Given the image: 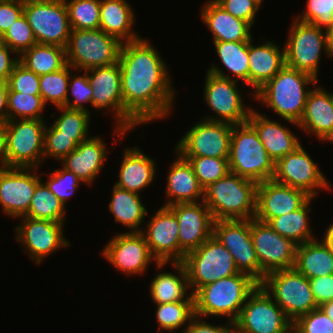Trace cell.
Segmentation results:
<instances>
[{
	"label": "cell",
	"instance_id": "obj_1",
	"mask_svg": "<svg viewBox=\"0 0 333 333\" xmlns=\"http://www.w3.org/2000/svg\"><path fill=\"white\" fill-rule=\"evenodd\" d=\"M125 129L170 115L175 92L168 66L144 38L124 42L119 54Z\"/></svg>",
	"mask_w": 333,
	"mask_h": 333
},
{
	"label": "cell",
	"instance_id": "obj_2",
	"mask_svg": "<svg viewBox=\"0 0 333 333\" xmlns=\"http://www.w3.org/2000/svg\"><path fill=\"white\" fill-rule=\"evenodd\" d=\"M319 80L308 73L284 66L254 93V98L272 109L282 119L297 127L301 120L310 85ZM309 85V86H308Z\"/></svg>",
	"mask_w": 333,
	"mask_h": 333
},
{
	"label": "cell",
	"instance_id": "obj_3",
	"mask_svg": "<svg viewBox=\"0 0 333 333\" xmlns=\"http://www.w3.org/2000/svg\"><path fill=\"white\" fill-rule=\"evenodd\" d=\"M257 183L229 172L204 189V203L214 221L251 220L256 214Z\"/></svg>",
	"mask_w": 333,
	"mask_h": 333
},
{
	"label": "cell",
	"instance_id": "obj_4",
	"mask_svg": "<svg viewBox=\"0 0 333 333\" xmlns=\"http://www.w3.org/2000/svg\"><path fill=\"white\" fill-rule=\"evenodd\" d=\"M258 283L249 275L239 273L200 287L194 294L195 315L227 317L235 322L248 295Z\"/></svg>",
	"mask_w": 333,
	"mask_h": 333
},
{
	"label": "cell",
	"instance_id": "obj_5",
	"mask_svg": "<svg viewBox=\"0 0 333 333\" xmlns=\"http://www.w3.org/2000/svg\"><path fill=\"white\" fill-rule=\"evenodd\" d=\"M228 162L230 172L257 184L271 180L275 173L274 161L248 122L232 126Z\"/></svg>",
	"mask_w": 333,
	"mask_h": 333
},
{
	"label": "cell",
	"instance_id": "obj_6",
	"mask_svg": "<svg viewBox=\"0 0 333 333\" xmlns=\"http://www.w3.org/2000/svg\"><path fill=\"white\" fill-rule=\"evenodd\" d=\"M122 44L118 38L101 29H71L65 48L67 64L77 71L115 64Z\"/></svg>",
	"mask_w": 333,
	"mask_h": 333
},
{
	"label": "cell",
	"instance_id": "obj_7",
	"mask_svg": "<svg viewBox=\"0 0 333 333\" xmlns=\"http://www.w3.org/2000/svg\"><path fill=\"white\" fill-rule=\"evenodd\" d=\"M237 82L218 66H210L206 71L203 98L217 116H207L204 119L232 125L247 123L253 108L244 105Z\"/></svg>",
	"mask_w": 333,
	"mask_h": 333
},
{
	"label": "cell",
	"instance_id": "obj_8",
	"mask_svg": "<svg viewBox=\"0 0 333 333\" xmlns=\"http://www.w3.org/2000/svg\"><path fill=\"white\" fill-rule=\"evenodd\" d=\"M260 285L292 322L319 307L309 280L295 268L270 272Z\"/></svg>",
	"mask_w": 333,
	"mask_h": 333
},
{
	"label": "cell",
	"instance_id": "obj_9",
	"mask_svg": "<svg viewBox=\"0 0 333 333\" xmlns=\"http://www.w3.org/2000/svg\"><path fill=\"white\" fill-rule=\"evenodd\" d=\"M191 293L200 287L239 274L230 252L212 235L184 258Z\"/></svg>",
	"mask_w": 333,
	"mask_h": 333
},
{
	"label": "cell",
	"instance_id": "obj_10",
	"mask_svg": "<svg viewBox=\"0 0 333 333\" xmlns=\"http://www.w3.org/2000/svg\"><path fill=\"white\" fill-rule=\"evenodd\" d=\"M45 119H16L4 124L5 167L39 168L43 163Z\"/></svg>",
	"mask_w": 333,
	"mask_h": 333
},
{
	"label": "cell",
	"instance_id": "obj_11",
	"mask_svg": "<svg viewBox=\"0 0 333 333\" xmlns=\"http://www.w3.org/2000/svg\"><path fill=\"white\" fill-rule=\"evenodd\" d=\"M284 45L286 66L313 76L318 80L321 53L331 58L326 30L294 17Z\"/></svg>",
	"mask_w": 333,
	"mask_h": 333
},
{
	"label": "cell",
	"instance_id": "obj_12",
	"mask_svg": "<svg viewBox=\"0 0 333 333\" xmlns=\"http://www.w3.org/2000/svg\"><path fill=\"white\" fill-rule=\"evenodd\" d=\"M292 326L283 309L258 284L234 322V333H292Z\"/></svg>",
	"mask_w": 333,
	"mask_h": 333
},
{
	"label": "cell",
	"instance_id": "obj_13",
	"mask_svg": "<svg viewBox=\"0 0 333 333\" xmlns=\"http://www.w3.org/2000/svg\"><path fill=\"white\" fill-rule=\"evenodd\" d=\"M23 14L38 44L66 48L71 27L64 0H24Z\"/></svg>",
	"mask_w": 333,
	"mask_h": 333
},
{
	"label": "cell",
	"instance_id": "obj_14",
	"mask_svg": "<svg viewBox=\"0 0 333 333\" xmlns=\"http://www.w3.org/2000/svg\"><path fill=\"white\" fill-rule=\"evenodd\" d=\"M232 126L202 118L177 142L174 152L181 157L229 158Z\"/></svg>",
	"mask_w": 333,
	"mask_h": 333
},
{
	"label": "cell",
	"instance_id": "obj_15",
	"mask_svg": "<svg viewBox=\"0 0 333 333\" xmlns=\"http://www.w3.org/2000/svg\"><path fill=\"white\" fill-rule=\"evenodd\" d=\"M214 237L230 252L238 271L260 284L265 274L253 246L250 220H217L213 224Z\"/></svg>",
	"mask_w": 333,
	"mask_h": 333
},
{
	"label": "cell",
	"instance_id": "obj_16",
	"mask_svg": "<svg viewBox=\"0 0 333 333\" xmlns=\"http://www.w3.org/2000/svg\"><path fill=\"white\" fill-rule=\"evenodd\" d=\"M102 255L115 269L125 275L144 274L153 261L158 269H163L162 267L169 264L156 261L141 232L118 233L106 243Z\"/></svg>",
	"mask_w": 333,
	"mask_h": 333
},
{
	"label": "cell",
	"instance_id": "obj_17",
	"mask_svg": "<svg viewBox=\"0 0 333 333\" xmlns=\"http://www.w3.org/2000/svg\"><path fill=\"white\" fill-rule=\"evenodd\" d=\"M272 179L280 184L304 190L314 198L318 196L319 189L331 190L327 178L302 144L275 163Z\"/></svg>",
	"mask_w": 333,
	"mask_h": 333
},
{
	"label": "cell",
	"instance_id": "obj_18",
	"mask_svg": "<svg viewBox=\"0 0 333 333\" xmlns=\"http://www.w3.org/2000/svg\"><path fill=\"white\" fill-rule=\"evenodd\" d=\"M21 224L15 227V239L24 247V252L36 264H41L49 255L70 246L64 237V223L21 216Z\"/></svg>",
	"mask_w": 333,
	"mask_h": 333
},
{
	"label": "cell",
	"instance_id": "obj_19",
	"mask_svg": "<svg viewBox=\"0 0 333 333\" xmlns=\"http://www.w3.org/2000/svg\"><path fill=\"white\" fill-rule=\"evenodd\" d=\"M250 231L259 267L265 275L294 268L296 244L255 218L250 220Z\"/></svg>",
	"mask_w": 333,
	"mask_h": 333
},
{
	"label": "cell",
	"instance_id": "obj_20",
	"mask_svg": "<svg viewBox=\"0 0 333 333\" xmlns=\"http://www.w3.org/2000/svg\"><path fill=\"white\" fill-rule=\"evenodd\" d=\"M92 87V107L97 110L112 111L116 128L114 132L119 137H125V107L121 90V72L119 62L93 68L86 71Z\"/></svg>",
	"mask_w": 333,
	"mask_h": 333
},
{
	"label": "cell",
	"instance_id": "obj_21",
	"mask_svg": "<svg viewBox=\"0 0 333 333\" xmlns=\"http://www.w3.org/2000/svg\"><path fill=\"white\" fill-rule=\"evenodd\" d=\"M37 170L0 167V206L6 215L19 218L28 213L35 188L41 181V176L36 174Z\"/></svg>",
	"mask_w": 333,
	"mask_h": 333
},
{
	"label": "cell",
	"instance_id": "obj_22",
	"mask_svg": "<svg viewBox=\"0 0 333 333\" xmlns=\"http://www.w3.org/2000/svg\"><path fill=\"white\" fill-rule=\"evenodd\" d=\"M144 236L157 262H183L186 253L179 247V224L168 206H161L147 223Z\"/></svg>",
	"mask_w": 333,
	"mask_h": 333
},
{
	"label": "cell",
	"instance_id": "obj_23",
	"mask_svg": "<svg viewBox=\"0 0 333 333\" xmlns=\"http://www.w3.org/2000/svg\"><path fill=\"white\" fill-rule=\"evenodd\" d=\"M310 198L304 190L280 184L273 179L258 183L255 219L268 223L273 218L298 210Z\"/></svg>",
	"mask_w": 333,
	"mask_h": 333
},
{
	"label": "cell",
	"instance_id": "obj_24",
	"mask_svg": "<svg viewBox=\"0 0 333 333\" xmlns=\"http://www.w3.org/2000/svg\"><path fill=\"white\" fill-rule=\"evenodd\" d=\"M179 224V247L187 254L213 235V216L204 201L168 206Z\"/></svg>",
	"mask_w": 333,
	"mask_h": 333
},
{
	"label": "cell",
	"instance_id": "obj_25",
	"mask_svg": "<svg viewBox=\"0 0 333 333\" xmlns=\"http://www.w3.org/2000/svg\"><path fill=\"white\" fill-rule=\"evenodd\" d=\"M307 95L305 110L298 128L316 136L319 141L333 139V93L313 85Z\"/></svg>",
	"mask_w": 333,
	"mask_h": 333
},
{
	"label": "cell",
	"instance_id": "obj_26",
	"mask_svg": "<svg viewBox=\"0 0 333 333\" xmlns=\"http://www.w3.org/2000/svg\"><path fill=\"white\" fill-rule=\"evenodd\" d=\"M105 142L92 136L80 142L62 161V167L73 172L82 183L91 185L104 167L107 155ZM103 165V166H102Z\"/></svg>",
	"mask_w": 333,
	"mask_h": 333
},
{
	"label": "cell",
	"instance_id": "obj_27",
	"mask_svg": "<svg viewBox=\"0 0 333 333\" xmlns=\"http://www.w3.org/2000/svg\"><path fill=\"white\" fill-rule=\"evenodd\" d=\"M247 122L258 133L261 143L274 163L302 144L288 127L269 119L257 110L251 111Z\"/></svg>",
	"mask_w": 333,
	"mask_h": 333
},
{
	"label": "cell",
	"instance_id": "obj_28",
	"mask_svg": "<svg viewBox=\"0 0 333 333\" xmlns=\"http://www.w3.org/2000/svg\"><path fill=\"white\" fill-rule=\"evenodd\" d=\"M175 156L176 160L172 162L166 178L167 201L163 206L203 201L204 189L199 184L192 165L178 153Z\"/></svg>",
	"mask_w": 333,
	"mask_h": 333
},
{
	"label": "cell",
	"instance_id": "obj_29",
	"mask_svg": "<svg viewBox=\"0 0 333 333\" xmlns=\"http://www.w3.org/2000/svg\"><path fill=\"white\" fill-rule=\"evenodd\" d=\"M201 19L211 31L213 42L250 41L252 25L232 16L215 0L207 1L201 9Z\"/></svg>",
	"mask_w": 333,
	"mask_h": 333
},
{
	"label": "cell",
	"instance_id": "obj_30",
	"mask_svg": "<svg viewBox=\"0 0 333 333\" xmlns=\"http://www.w3.org/2000/svg\"><path fill=\"white\" fill-rule=\"evenodd\" d=\"M252 39L248 41L249 59V85L255 90L260 89L267 81L271 80L285 65L284 47L280 48L274 42L267 41L254 46Z\"/></svg>",
	"mask_w": 333,
	"mask_h": 333
},
{
	"label": "cell",
	"instance_id": "obj_31",
	"mask_svg": "<svg viewBox=\"0 0 333 333\" xmlns=\"http://www.w3.org/2000/svg\"><path fill=\"white\" fill-rule=\"evenodd\" d=\"M156 162L138 147L125 148L120 163L118 181L114 185L138 194L153 183L156 175Z\"/></svg>",
	"mask_w": 333,
	"mask_h": 333
},
{
	"label": "cell",
	"instance_id": "obj_32",
	"mask_svg": "<svg viewBox=\"0 0 333 333\" xmlns=\"http://www.w3.org/2000/svg\"><path fill=\"white\" fill-rule=\"evenodd\" d=\"M135 23L133 8L127 0H101L100 29L122 43L141 37L132 31Z\"/></svg>",
	"mask_w": 333,
	"mask_h": 333
},
{
	"label": "cell",
	"instance_id": "obj_33",
	"mask_svg": "<svg viewBox=\"0 0 333 333\" xmlns=\"http://www.w3.org/2000/svg\"><path fill=\"white\" fill-rule=\"evenodd\" d=\"M294 268L307 279L333 275V250L322 239L298 245Z\"/></svg>",
	"mask_w": 333,
	"mask_h": 333
},
{
	"label": "cell",
	"instance_id": "obj_34",
	"mask_svg": "<svg viewBox=\"0 0 333 333\" xmlns=\"http://www.w3.org/2000/svg\"><path fill=\"white\" fill-rule=\"evenodd\" d=\"M177 270V275L169 272L156 274L150 284V296L155 304L173 303L179 301H194L189 287L188 273L183 262H171ZM188 294V295H186Z\"/></svg>",
	"mask_w": 333,
	"mask_h": 333
},
{
	"label": "cell",
	"instance_id": "obj_35",
	"mask_svg": "<svg viewBox=\"0 0 333 333\" xmlns=\"http://www.w3.org/2000/svg\"><path fill=\"white\" fill-rule=\"evenodd\" d=\"M108 210L114 216L117 223H121L129 232H141L142 222L147 213V208L143 205L140 194L121 189L114 185L112 189L111 201Z\"/></svg>",
	"mask_w": 333,
	"mask_h": 333
},
{
	"label": "cell",
	"instance_id": "obj_36",
	"mask_svg": "<svg viewBox=\"0 0 333 333\" xmlns=\"http://www.w3.org/2000/svg\"><path fill=\"white\" fill-rule=\"evenodd\" d=\"M314 197H311L301 208L289 214L271 219L267 224L279 235L291 240L294 244L301 245L316 239L310 228L309 212Z\"/></svg>",
	"mask_w": 333,
	"mask_h": 333
},
{
	"label": "cell",
	"instance_id": "obj_37",
	"mask_svg": "<svg viewBox=\"0 0 333 333\" xmlns=\"http://www.w3.org/2000/svg\"><path fill=\"white\" fill-rule=\"evenodd\" d=\"M19 62L39 76L56 72L67 65L66 50L58 45L37 43L19 56Z\"/></svg>",
	"mask_w": 333,
	"mask_h": 333
},
{
	"label": "cell",
	"instance_id": "obj_38",
	"mask_svg": "<svg viewBox=\"0 0 333 333\" xmlns=\"http://www.w3.org/2000/svg\"><path fill=\"white\" fill-rule=\"evenodd\" d=\"M216 54L222 65L233 74L235 81L249 85L248 41L214 42Z\"/></svg>",
	"mask_w": 333,
	"mask_h": 333
},
{
	"label": "cell",
	"instance_id": "obj_39",
	"mask_svg": "<svg viewBox=\"0 0 333 333\" xmlns=\"http://www.w3.org/2000/svg\"><path fill=\"white\" fill-rule=\"evenodd\" d=\"M66 207L41 180L31 199L30 208L25 217L65 223Z\"/></svg>",
	"mask_w": 333,
	"mask_h": 333
},
{
	"label": "cell",
	"instance_id": "obj_40",
	"mask_svg": "<svg viewBox=\"0 0 333 333\" xmlns=\"http://www.w3.org/2000/svg\"><path fill=\"white\" fill-rule=\"evenodd\" d=\"M74 69L67 64L64 68L39 76L40 94L44 104L48 102L55 107H65L66 101H70L68 93L70 73Z\"/></svg>",
	"mask_w": 333,
	"mask_h": 333
},
{
	"label": "cell",
	"instance_id": "obj_41",
	"mask_svg": "<svg viewBox=\"0 0 333 333\" xmlns=\"http://www.w3.org/2000/svg\"><path fill=\"white\" fill-rule=\"evenodd\" d=\"M156 320L158 330L170 333L176 332L181 326L191 321L195 316L194 301H179L173 303L156 304Z\"/></svg>",
	"mask_w": 333,
	"mask_h": 333
},
{
	"label": "cell",
	"instance_id": "obj_42",
	"mask_svg": "<svg viewBox=\"0 0 333 333\" xmlns=\"http://www.w3.org/2000/svg\"><path fill=\"white\" fill-rule=\"evenodd\" d=\"M71 29H100L101 0H64Z\"/></svg>",
	"mask_w": 333,
	"mask_h": 333
},
{
	"label": "cell",
	"instance_id": "obj_43",
	"mask_svg": "<svg viewBox=\"0 0 333 333\" xmlns=\"http://www.w3.org/2000/svg\"><path fill=\"white\" fill-rule=\"evenodd\" d=\"M8 121L16 119H43L46 105L41 95L8 92Z\"/></svg>",
	"mask_w": 333,
	"mask_h": 333
},
{
	"label": "cell",
	"instance_id": "obj_44",
	"mask_svg": "<svg viewBox=\"0 0 333 333\" xmlns=\"http://www.w3.org/2000/svg\"><path fill=\"white\" fill-rule=\"evenodd\" d=\"M88 138H90V136L60 135V132L52 124L50 127L46 124L43 149L44 160L48 157L61 162L67 155L77 148V145L80 142H83Z\"/></svg>",
	"mask_w": 333,
	"mask_h": 333
},
{
	"label": "cell",
	"instance_id": "obj_45",
	"mask_svg": "<svg viewBox=\"0 0 333 333\" xmlns=\"http://www.w3.org/2000/svg\"><path fill=\"white\" fill-rule=\"evenodd\" d=\"M192 165L194 174L203 189L226 176L229 172L228 158L183 157Z\"/></svg>",
	"mask_w": 333,
	"mask_h": 333
},
{
	"label": "cell",
	"instance_id": "obj_46",
	"mask_svg": "<svg viewBox=\"0 0 333 333\" xmlns=\"http://www.w3.org/2000/svg\"><path fill=\"white\" fill-rule=\"evenodd\" d=\"M57 110L61 112V115L55 118L52 125L60 132V135L89 136L90 112L66 107H57Z\"/></svg>",
	"mask_w": 333,
	"mask_h": 333
},
{
	"label": "cell",
	"instance_id": "obj_47",
	"mask_svg": "<svg viewBox=\"0 0 333 333\" xmlns=\"http://www.w3.org/2000/svg\"><path fill=\"white\" fill-rule=\"evenodd\" d=\"M48 175L49 179L44 183L66 207L67 199H70L75 194L82 181L73 172L63 167L50 174L48 173Z\"/></svg>",
	"mask_w": 333,
	"mask_h": 333
},
{
	"label": "cell",
	"instance_id": "obj_48",
	"mask_svg": "<svg viewBox=\"0 0 333 333\" xmlns=\"http://www.w3.org/2000/svg\"><path fill=\"white\" fill-rule=\"evenodd\" d=\"M4 43L19 56L31 46L37 44L32 28L24 14L13 23L3 35Z\"/></svg>",
	"mask_w": 333,
	"mask_h": 333
},
{
	"label": "cell",
	"instance_id": "obj_49",
	"mask_svg": "<svg viewBox=\"0 0 333 333\" xmlns=\"http://www.w3.org/2000/svg\"><path fill=\"white\" fill-rule=\"evenodd\" d=\"M306 10L296 19L325 30L333 23V0H307Z\"/></svg>",
	"mask_w": 333,
	"mask_h": 333
},
{
	"label": "cell",
	"instance_id": "obj_50",
	"mask_svg": "<svg viewBox=\"0 0 333 333\" xmlns=\"http://www.w3.org/2000/svg\"><path fill=\"white\" fill-rule=\"evenodd\" d=\"M292 333H333V321L318 307L299 316L293 322Z\"/></svg>",
	"mask_w": 333,
	"mask_h": 333
},
{
	"label": "cell",
	"instance_id": "obj_51",
	"mask_svg": "<svg viewBox=\"0 0 333 333\" xmlns=\"http://www.w3.org/2000/svg\"><path fill=\"white\" fill-rule=\"evenodd\" d=\"M69 91L72 93L73 98L71 101H66L65 107L90 112L84 105L85 103H90L92 106V87L86 71L81 76L70 73Z\"/></svg>",
	"mask_w": 333,
	"mask_h": 333
},
{
	"label": "cell",
	"instance_id": "obj_52",
	"mask_svg": "<svg viewBox=\"0 0 333 333\" xmlns=\"http://www.w3.org/2000/svg\"><path fill=\"white\" fill-rule=\"evenodd\" d=\"M9 92H22L30 95H41L39 75L28 70L20 62L15 66L8 79Z\"/></svg>",
	"mask_w": 333,
	"mask_h": 333
},
{
	"label": "cell",
	"instance_id": "obj_53",
	"mask_svg": "<svg viewBox=\"0 0 333 333\" xmlns=\"http://www.w3.org/2000/svg\"><path fill=\"white\" fill-rule=\"evenodd\" d=\"M232 16L249 22L252 26L256 22L255 16L264 0H215Z\"/></svg>",
	"mask_w": 333,
	"mask_h": 333
},
{
	"label": "cell",
	"instance_id": "obj_54",
	"mask_svg": "<svg viewBox=\"0 0 333 333\" xmlns=\"http://www.w3.org/2000/svg\"><path fill=\"white\" fill-rule=\"evenodd\" d=\"M24 0H0V33L5 34L22 15Z\"/></svg>",
	"mask_w": 333,
	"mask_h": 333
},
{
	"label": "cell",
	"instance_id": "obj_55",
	"mask_svg": "<svg viewBox=\"0 0 333 333\" xmlns=\"http://www.w3.org/2000/svg\"><path fill=\"white\" fill-rule=\"evenodd\" d=\"M186 325L181 333H234V323L231 321H228L225 326H217L205 322L202 317L197 315Z\"/></svg>",
	"mask_w": 333,
	"mask_h": 333
},
{
	"label": "cell",
	"instance_id": "obj_56",
	"mask_svg": "<svg viewBox=\"0 0 333 333\" xmlns=\"http://www.w3.org/2000/svg\"><path fill=\"white\" fill-rule=\"evenodd\" d=\"M318 306L333 298V275L308 279Z\"/></svg>",
	"mask_w": 333,
	"mask_h": 333
},
{
	"label": "cell",
	"instance_id": "obj_57",
	"mask_svg": "<svg viewBox=\"0 0 333 333\" xmlns=\"http://www.w3.org/2000/svg\"><path fill=\"white\" fill-rule=\"evenodd\" d=\"M11 53V54H10ZM15 54V57L11 55ZM19 63V55L7 45L0 48V81H8L10 74Z\"/></svg>",
	"mask_w": 333,
	"mask_h": 333
},
{
	"label": "cell",
	"instance_id": "obj_58",
	"mask_svg": "<svg viewBox=\"0 0 333 333\" xmlns=\"http://www.w3.org/2000/svg\"><path fill=\"white\" fill-rule=\"evenodd\" d=\"M8 92V82L0 81V123L3 124L8 121Z\"/></svg>",
	"mask_w": 333,
	"mask_h": 333
},
{
	"label": "cell",
	"instance_id": "obj_59",
	"mask_svg": "<svg viewBox=\"0 0 333 333\" xmlns=\"http://www.w3.org/2000/svg\"><path fill=\"white\" fill-rule=\"evenodd\" d=\"M6 133L3 123H0V167H5Z\"/></svg>",
	"mask_w": 333,
	"mask_h": 333
},
{
	"label": "cell",
	"instance_id": "obj_60",
	"mask_svg": "<svg viewBox=\"0 0 333 333\" xmlns=\"http://www.w3.org/2000/svg\"><path fill=\"white\" fill-rule=\"evenodd\" d=\"M322 240L329 245L333 250V222L326 228L325 235L322 237Z\"/></svg>",
	"mask_w": 333,
	"mask_h": 333
},
{
	"label": "cell",
	"instance_id": "obj_61",
	"mask_svg": "<svg viewBox=\"0 0 333 333\" xmlns=\"http://www.w3.org/2000/svg\"><path fill=\"white\" fill-rule=\"evenodd\" d=\"M326 38L331 58H333V23L326 29Z\"/></svg>",
	"mask_w": 333,
	"mask_h": 333
},
{
	"label": "cell",
	"instance_id": "obj_62",
	"mask_svg": "<svg viewBox=\"0 0 333 333\" xmlns=\"http://www.w3.org/2000/svg\"><path fill=\"white\" fill-rule=\"evenodd\" d=\"M319 308L333 321V301L325 302Z\"/></svg>",
	"mask_w": 333,
	"mask_h": 333
},
{
	"label": "cell",
	"instance_id": "obj_63",
	"mask_svg": "<svg viewBox=\"0 0 333 333\" xmlns=\"http://www.w3.org/2000/svg\"><path fill=\"white\" fill-rule=\"evenodd\" d=\"M4 45H5L4 36H3V34L0 33V48L3 47Z\"/></svg>",
	"mask_w": 333,
	"mask_h": 333
}]
</instances>
